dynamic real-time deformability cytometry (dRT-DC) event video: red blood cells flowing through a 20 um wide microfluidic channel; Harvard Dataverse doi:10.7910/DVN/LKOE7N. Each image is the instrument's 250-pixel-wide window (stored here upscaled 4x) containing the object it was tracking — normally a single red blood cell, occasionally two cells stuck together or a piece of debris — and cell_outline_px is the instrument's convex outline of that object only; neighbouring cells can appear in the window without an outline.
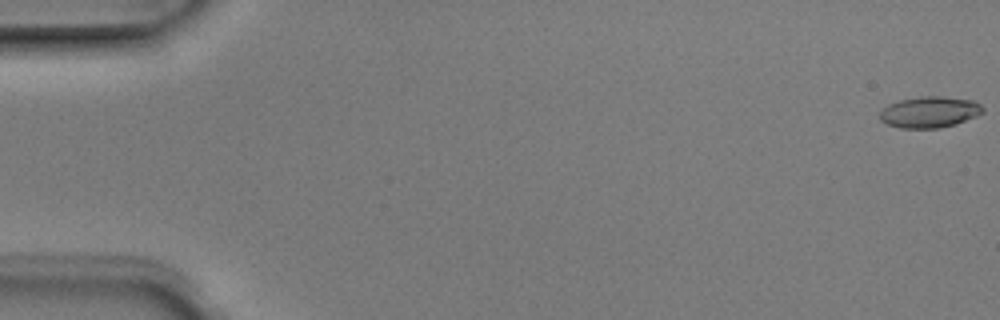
{"species": "Egyptian fruit bat (a non-hibernating species)", "species_latin": "Rousettus aegyptiacus", "temperature_condition": "room temperature", "stored_images_in_passage": 5, "camera_frame_rate_fps": 3000, "um_per_image_px": 0.085, "animal": {"sex": "male"}, "frame": {"image": 1, "passage_image": 1, "time_ms": 0.0, "image_size_px": [1000, 320], "cell_outline_px": [[984, 112], [976, 116], [956, 124], [940, 128], [900, 128], [888, 124], [880, 120], [880, 112], [888, 104], [900, 100], [920, 96], [940, 96], [976, 100], [984, 108]], "centroid_in_image_um": [79.04, 9.52], "position_along_channel_um": 6.0, "area_um2": 18.84}}
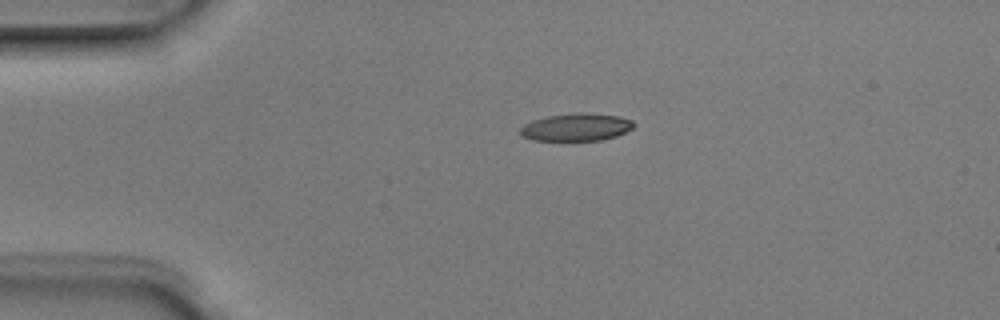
{"frame": {"image": 2, "passage_image": 4, "time_ms": 1.0, "image_size_px": [1000, 320], "cell_outline_px": [[636, 124], [632, 128], [616, 136], [600, 140], [532, 140], [524, 136], [520, 132], [520, 128], [524, 124], [532, 120], [548, 116], [620, 116], [632, 120]], "centroid_in_image_um": [48.96, 10.86], "position_along_channel_um": 36.0, "area_um2": 17.05}}